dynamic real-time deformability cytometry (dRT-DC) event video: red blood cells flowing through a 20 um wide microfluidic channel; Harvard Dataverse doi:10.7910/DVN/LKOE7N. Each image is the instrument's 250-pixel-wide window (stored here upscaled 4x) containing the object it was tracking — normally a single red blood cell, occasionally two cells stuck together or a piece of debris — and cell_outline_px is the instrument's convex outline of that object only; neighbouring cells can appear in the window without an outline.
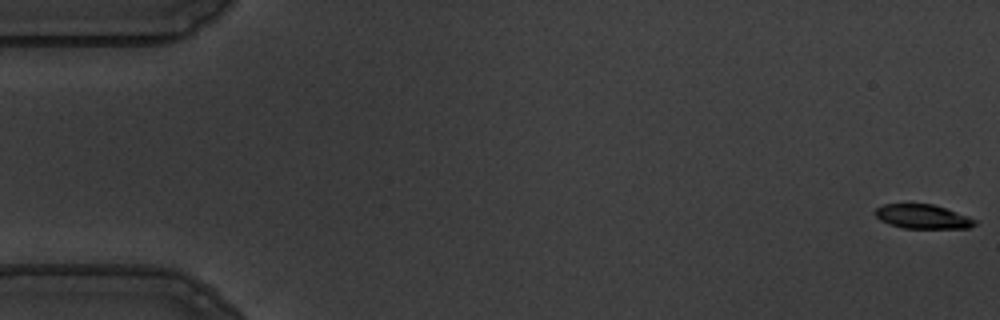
{"species": "common noctule bat (a hibernating species)", "species_latin": "Nyctalus noctula", "temperature_condition": "warm", "stored_images_in_passage": 57, "camera_frame_rate_fps": 3000, "um_per_image_px": 0.085, "animal": {"sex": "male", "body_mass_g": 19.5, "forearm_length_mm": 54.6}, "frame": {"image": 1, "passage_image": 1, "time_ms": 0.0, "image_size_px": [1000, 320], "cell_outline_px": [[980, 220], [976, 224], [968, 228], [904, 228], [888, 224], [880, 220], [872, 212], [876, 208], [884, 204], [932, 204]], "centroid_in_image_um": [78.42, 18.41], "position_along_channel_um": 6.6, "area_um2": 14.1}}
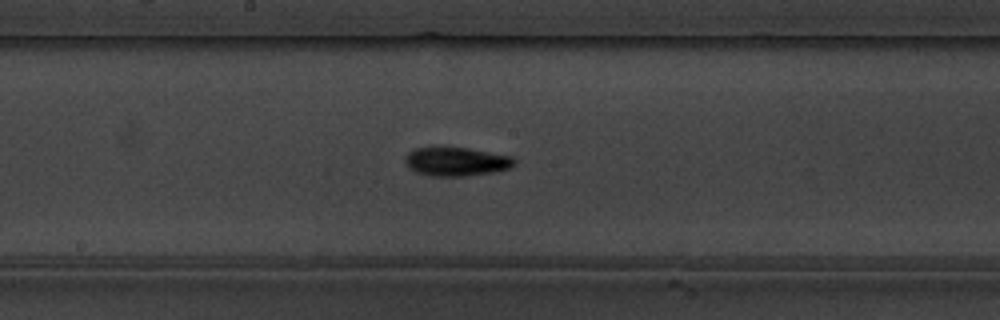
{"frame": {"image": 2, "passage_image": 30, "time_ms": 9.667, "image_size_px": [1000, 320], "cell_outline_px": [[516, 164], [512, 168], [492, 172], [464, 176], [432, 176], [416, 172], [408, 168], [404, 160], [408, 152], [416, 148], [464, 148], [512, 156], [516, 160]], "centroid_in_image_um": [38.8, 13.75], "position_along_channel_um": 209.4, "area_um2": 18.15}}
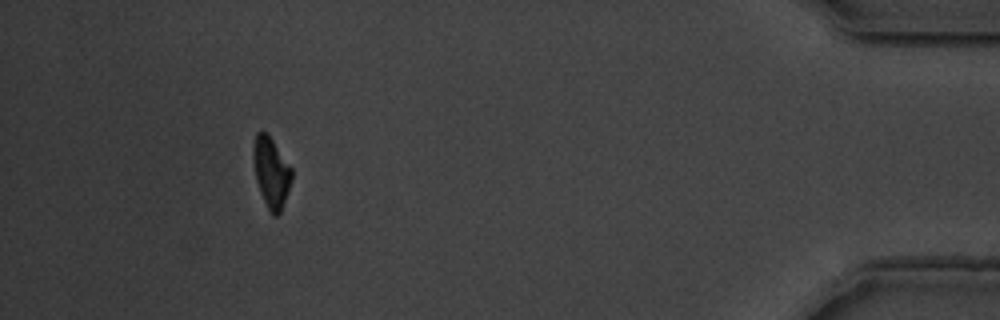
{"frame": {"image": 3, "passage_image": 52, "time_ms": 17.0, "image_size_px": [1000, 320], "cell_outline_px": [[292, 180], [288, 192], [280, 212], [276, 216], [272, 216], [260, 192], [256, 180], [252, 156], [252, 148], [256, 132], [264, 132], [272, 140], [292, 168]], "centroid_in_image_um": [23.04, 14.66], "position_along_channel_um": 412.2, "area_um2": 15.61}, "authors_computed_cell_mechanics": {"area_um2": 16.5886, "velocity_mm_per_s": 3.6115, "shape_relaxation_time_tau1_ms": 3.2347, "shape_relaxation_time_tau2_ms": 11.074, "deformation_change_tau1": 0.1332, "deformation_change_tau2": 0.1972}}